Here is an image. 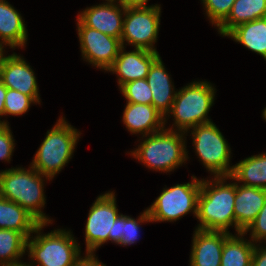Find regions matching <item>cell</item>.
<instances>
[{
  "label": "cell",
  "mask_w": 266,
  "mask_h": 266,
  "mask_svg": "<svg viewBox=\"0 0 266 266\" xmlns=\"http://www.w3.org/2000/svg\"><path fill=\"white\" fill-rule=\"evenodd\" d=\"M230 176H218L201 179V188L197 201V216L200 222L196 229L205 231L229 232L235 229L234 201L236 182L226 183Z\"/></svg>",
  "instance_id": "obj_1"
},
{
  "label": "cell",
  "mask_w": 266,
  "mask_h": 266,
  "mask_svg": "<svg viewBox=\"0 0 266 266\" xmlns=\"http://www.w3.org/2000/svg\"><path fill=\"white\" fill-rule=\"evenodd\" d=\"M29 168L15 167L0 171V196L20 205L39 223L52 224V220L42 211L46 203L44 181L52 179L31 165Z\"/></svg>",
  "instance_id": "obj_2"
},
{
  "label": "cell",
  "mask_w": 266,
  "mask_h": 266,
  "mask_svg": "<svg viewBox=\"0 0 266 266\" xmlns=\"http://www.w3.org/2000/svg\"><path fill=\"white\" fill-rule=\"evenodd\" d=\"M186 133L166 129L150 134L137 145L131 155L148 169L169 173L189 159Z\"/></svg>",
  "instance_id": "obj_3"
},
{
  "label": "cell",
  "mask_w": 266,
  "mask_h": 266,
  "mask_svg": "<svg viewBox=\"0 0 266 266\" xmlns=\"http://www.w3.org/2000/svg\"><path fill=\"white\" fill-rule=\"evenodd\" d=\"M215 90L216 88L207 81H194L179 91L177 90L172 107L164 117V125H166L170 115L174 117L172 119L174 120L173 128L168 127L166 129L188 134L191 128L212 122L207 114L213 106Z\"/></svg>",
  "instance_id": "obj_4"
},
{
  "label": "cell",
  "mask_w": 266,
  "mask_h": 266,
  "mask_svg": "<svg viewBox=\"0 0 266 266\" xmlns=\"http://www.w3.org/2000/svg\"><path fill=\"white\" fill-rule=\"evenodd\" d=\"M47 225L40 223L33 232L36 236L32 234L27 239L26 251L33 261L31 266H74L81 257V247L74 235L65 229L43 234L42 228Z\"/></svg>",
  "instance_id": "obj_5"
},
{
  "label": "cell",
  "mask_w": 266,
  "mask_h": 266,
  "mask_svg": "<svg viewBox=\"0 0 266 266\" xmlns=\"http://www.w3.org/2000/svg\"><path fill=\"white\" fill-rule=\"evenodd\" d=\"M81 132L62 116L57 120L36 151L31 166L51 179L59 173L74 155Z\"/></svg>",
  "instance_id": "obj_6"
},
{
  "label": "cell",
  "mask_w": 266,
  "mask_h": 266,
  "mask_svg": "<svg viewBox=\"0 0 266 266\" xmlns=\"http://www.w3.org/2000/svg\"><path fill=\"white\" fill-rule=\"evenodd\" d=\"M191 129L196 155L207 171L214 177L231 176V148L216 124L209 122Z\"/></svg>",
  "instance_id": "obj_7"
},
{
  "label": "cell",
  "mask_w": 266,
  "mask_h": 266,
  "mask_svg": "<svg viewBox=\"0 0 266 266\" xmlns=\"http://www.w3.org/2000/svg\"><path fill=\"white\" fill-rule=\"evenodd\" d=\"M114 191L99 195L88 212L85 225L86 253L96 250L111 241L118 244V213Z\"/></svg>",
  "instance_id": "obj_8"
},
{
  "label": "cell",
  "mask_w": 266,
  "mask_h": 266,
  "mask_svg": "<svg viewBox=\"0 0 266 266\" xmlns=\"http://www.w3.org/2000/svg\"><path fill=\"white\" fill-rule=\"evenodd\" d=\"M201 179L192 176L191 182L163 188L153 204L147 208L152 222H174L192 212L197 216V201Z\"/></svg>",
  "instance_id": "obj_9"
},
{
  "label": "cell",
  "mask_w": 266,
  "mask_h": 266,
  "mask_svg": "<svg viewBox=\"0 0 266 266\" xmlns=\"http://www.w3.org/2000/svg\"><path fill=\"white\" fill-rule=\"evenodd\" d=\"M160 17L161 6L158 4L125 8L121 45L125 48L124 45H131L136 49L158 52L154 44L158 40Z\"/></svg>",
  "instance_id": "obj_10"
},
{
  "label": "cell",
  "mask_w": 266,
  "mask_h": 266,
  "mask_svg": "<svg viewBox=\"0 0 266 266\" xmlns=\"http://www.w3.org/2000/svg\"><path fill=\"white\" fill-rule=\"evenodd\" d=\"M77 31L82 57L92 66L107 71L122 47L118 38L87 27L78 17Z\"/></svg>",
  "instance_id": "obj_11"
},
{
  "label": "cell",
  "mask_w": 266,
  "mask_h": 266,
  "mask_svg": "<svg viewBox=\"0 0 266 266\" xmlns=\"http://www.w3.org/2000/svg\"><path fill=\"white\" fill-rule=\"evenodd\" d=\"M1 82L9 89L17 90L30 96L37 104H40L39 87L35 72L21 56L15 54L5 56L0 63Z\"/></svg>",
  "instance_id": "obj_12"
},
{
  "label": "cell",
  "mask_w": 266,
  "mask_h": 266,
  "mask_svg": "<svg viewBox=\"0 0 266 266\" xmlns=\"http://www.w3.org/2000/svg\"><path fill=\"white\" fill-rule=\"evenodd\" d=\"M158 52H151L144 49L126 51L122 46L113 65L107 70L117 74L119 88L137 79H145L152 63L159 57Z\"/></svg>",
  "instance_id": "obj_13"
},
{
  "label": "cell",
  "mask_w": 266,
  "mask_h": 266,
  "mask_svg": "<svg viewBox=\"0 0 266 266\" xmlns=\"http://www.w3.org/2000/svg\"><path fill=\"white\" fill-rule=\"evenodd\" d=\"M125 8L115 1L87 7L78 18L87 26L106 35L121 39Z\"/></svg>",
  "instance_id": "obj_14"
},
{
  "label": "cell",
  "mask_w": 266,
  "mask_h": 266,
  "mask_svg": "<svg viewBox=\"0 0 266 266\" xmlns=\"http://www.w3.org/2000/svg\"><path fill=\"white\" fill-rule=\"evenodd\" d=\"M231 234L224 231L195 229L189 266H220L224 241Z\"/></svg>",
  "instance_id": "obj_15"
},
{
  "label": "cell",
  "mask_w": 266,
  "mask_h": 266,
  "mask_svg": "<svg viewBox=\"0 0 266 266\" xmlns=\"http://www.w3.org/2000/svg\"><path fill=\"white\" fill-rule=\"evenodd\" d=\"M266 203V189L247 187L236 182L234 201L235 231L244 233Z\"/></svg>",
  "instance_id": "obj_16"
},
{
  "label": "cell",
  "mask_w": 266,
  "mask_h": 266,
  "mask_svg": "<svg viewBox=\"0 0 266 266\" xmlns=\"http://www.w3.org/2000/svg\"><path fill=\"white\" fill-rule=\"evenodd\" d=\"M123 123L131 134L147 136L162 130L164 116L153 106L139 103H126L123 112Z\"/></svg>",
  "instance_id": "obj_17"
},
{
  "label": "cell",
  "mask_w": 266,
  "mask_h": 266,
  "mask_svg": "<svg viewBox=\"0 0 266 266\" xmlns=\"http://www.w3.org/2000/svg\"><path fill=\"white\" fill-rule=\"evenodd\" d=\"M146 80L152 91V105L165 117L172 107L177 91L160 56L150 66Z\"/></svg>",
  "instance_id": "obj_18"
},
{
  "label": "cell",
  "mask_w": 266,
  "mask_h": 266,
  "mask_svg": "<svg viewBox=\"0 0 266 266\" xmlns=\"http://www.w3.org/2000/svg\"><path fill=\"white\" fill-rule=\"evenodd\" d=\"M23 17L8 1L0 0V41L11 49L23 48L28 34Z\"/></svg>",
  "instance_id": "obj_19"
},
{
  "label": "cell",
  "mask_w": 266,
  "mask_h": 266,
  "mask_svg": "<svg viewBox=\"0 0 266 266\" xmlns=\"http://www.w3.org/2000/svg\"><path fill=\"white\" fill-rule=\"evenodd\" d=\"M39 224L20 205L0 196V229L16 230L28 239Z\"/></svg>",
  "instance_id": "obj_20"
},
{
  "label": "cell",
  "mask_w": 266,
  "mask_h": 266,
  "mask_svg": "<svg viewBox=\"0 0 266 266\" xmlns=\"http://www.w3.org/2000/svg\"><path fill=\"white\" fill-rule=\"evenodd\" d=\"M266 17V0H235L228 17L217 27L225 36L235 27Z\"/></svg>",
  "instance_id": "obj_21"
},
{
  "label": "cell",
  "mask_w": 266,
  "mask_h": 266,
  "mask_svg": "<svg viewBox=\"0 0 266 266\" xmlns=\"http://www.w3.org/2000/svg\"><path fill=\"white\" fill-rule=\"evenodd\" d=\"M226 36L266 60V17L241 24Z\"/></svg>",
  "instance_id": "obj_22"
},
{
  "label": "cell",
  "mask_w": 266,
  "mask_h": 266,
  "mask_svg": "<svg viewBox=\"0 0 266 266\" xmlns=\"http://www.w3.org/2000/svg\"><path fill=\"white\" fill-rule=\"evenodd\" d=\"M230 180L247 187L266 189V153L245 158L234 165Z\"/></svg>",
  "instance_id": "obj_23"
},
{
  "label": "cell",
  "mask_w": 266,
  "mask_h": 266,
  "mask_svg": "<svg viewBox=\"0 0 266 266\" xmlns=\"http://www.w3.org/2000/svg\"><path fill=\"white\" fill-rule=\"evenodd\" d=\"M245 233L231 234L222 249L220 266H251L255 243L244 239Z\"/></svg>",
  "instance_id": "obj_24"
},
{
  "label": "cell",
  "mask_w": 266,
  "mask_h": 266,
  "mask_svg": "<svg viewBox=\"0 0 266 266\" xmlns=\"http://www.w3.org/2000/svg\"><path fill=\"white\" fill-rule=\"evenodd\" d=\"M26 250L27 238L21 232L0 229V266L23 262L21 257Z\"/></svg>",
  "instance_id": "obj_25"
},
{
  "label": "cell",
  "mask_w": 266,
  "mask_h": 266,
  "mask_svg": "<svg viewBox=\"0 0 266 266\" xmlns=\"http://www.w3.org/2000/svg\"><path fill=\"white\" fill-rule=\"evenodd\" d=\"M145 222H152L147 209L136 220L135 218L121 214L118 218L117 233L119 242L117 245L129 246L136 243L139 238L140 225Z\"/></svg>",
  "instance_id": "obj_26"
},
{
  "label": "cell",
  "mask_w": 266,
  "mask_h": 266,
  "mask_svg": "<svg viewBox=\"0 0 266 266\" xmlns=\"http://www.w3.org/2000/svg\"><path fill=\"white\" fill-rule=\"evenodd\" d=\"M119 89L126 102L152 105V91L146 78L125 83Z\"/></svg>",
  "instance_id": "obj_27"
},
{
  "label": "cell",
  "mask_w": 266,
  "mask_h": 266,
  "mask_svg": "<svg viewBox=\"0 0 266 266\" xmlns=\"http://www.w3.org/2000/svg\"><path fill=\"white\" fill-rule=\"evenodd\" d=\"M36 102L28 95L17 90L7 88L4 104V116H20L25 114L32 104Z\"/></svg>",
  "instance_id": "obj_28"
},
{
  "label": "cell",
  "mask_w": 266,
  "mask_h": 266,
  "mask_svg": "<svg viewBox=\"0 0 266 266\" xmlns=\"http://www.w3.org/2000/svg\"><path fill=\"white\" fill-rule=\"evenodd\" d=\"M206 16L218 27L230 14L235 0H201Z\"/></svg>",
  "instance_id": "obj_29"
},
{
  "label": "cell",
  "mask_w": 266,
  "mask_h": 266,
  "mask_svg": "<svg viewBox=\"0 0 266 266\" xmlns=\"http://www.w3.org/2000/svg\"><path fill=\"white\" fill-rule=\"evenodd\" d=\"M250 231V240L255 244L266 242V203L258 213L254 222L244 232L247 234ZM265 240V241H263Z\"/></svg>",
  "instance_id": "obj_30"
},
{
  "label": "cell",
  "mask_w": 266,
  "mask_h": 266,
  "mask_svg": "<svg viewBox=\"0 0 266 266\" xmlns=\"http://www.w3.org/2000/svg\"><path fill=\"white\" fill-rule=\"evenodd\" d=\"M15 140L13 138L11 128L8 125H3L0 128V160L7 162L11 161V156L14 151Z\"/></svg>",
  "instance_id": "obj_31"
},
{
  "label": "cell",
  "mask_w": 266,
  "mask_h": 266,
  "mask_svg": "<svg viewBox=\"0 0 266 266\" xmlns=\"http://www.w3.org/2000/svg\"><path fill=\"white\" fill-rule=\"evenodd\" d=\"M260 245V243L255 244L251 266H266V246Z\"/></svg>",
  "instance_id": "obj_32"
},
{
  "label": "cell",
  "mask_w": 266,
  "mask_h": 266,
  "mask_svg": "<svg viewBox=\"0 0 266 266\" xmlns=\"http://www.w3.org/2000/svg\"><path fill=\"white\" fill-rule=\"evenodd\" d=\"M74 266H106V264L100 262L94 253H86V256H81Z\"/></svg>",
  "instance_id": "obj_33"
},
{
  "label": "cell",
  "mask_w": 266,
  "mask_h": 266,
  "mask_svg": "<svg viewBox=\"0 0 266 266\" xmlns=\"http://www.w3.org/2000/svg\"><path fill=\"white\" fill-rule=\"evenodd\" d=\"M124 8L148 7V0H116Z\"/></svg>",
  "instance_id": "obj_34"
},
{
  "label": "cell",
  "mask_w": 266,
  "mask_h": 266,
  "mask_svg": "<svg viewBox=\"0 0 266 266\" xmlns=\"http://www.w3.org/2000/svg\"><path fill=\"white\" fill-rule=\"evenodd\" d=\"M6 92H7V87L2 82H0V118L4 116V104H5ZM0 122H2L4 125H8L9 123L6 120L1 121V119Z\"/></svg>",
  "instance_id": "obj_35"
},
{
  "label": "cell",
  "mask_w": 266,
  "mask_h": 266,
  "mask_svg": "<svg viewBox=\"0 0 266 266\" xmlns=\"http://www.w3.org/2000/svg\"><path fill=\"white\" fill-rule=\"evenodd\" d=\"M4 46H5V44L0 41V63L4 60L5 55H7L4 53V51H5Z\"/></svg>",
  "instance_id": "obj_36"
},
{
  "label": "cell",
  "mask_w": 266,
  "mask_h": 266,
  "mask_svg": "<svg viewBox=\"0 0 266 266\" xmlns=\"http://www.w3.org/2000/svg\"><path fill=\"white\" fill-rule=\"evenodd\" d=\"M4 266H31L30 262L26 263V262H20L17 264H10V265H4Z\"/></svg>",
  "instance_id": "obj_37"
},
{
  "label": "cell",
  "mask_w": 266,
  "mask_h": 266,
  "mask_svg": "<svg viewBox=\"0 0 266 266\" xmlns=\"http://www.w3.org/2000/svg\"><path fill=\"white\" fill-rule=\"evenodd\" d=\"M262 116H263V119L266 121V107L263 109Z\"/></svg>",
  "instance_id": "obj_38"
}]
</instances>
